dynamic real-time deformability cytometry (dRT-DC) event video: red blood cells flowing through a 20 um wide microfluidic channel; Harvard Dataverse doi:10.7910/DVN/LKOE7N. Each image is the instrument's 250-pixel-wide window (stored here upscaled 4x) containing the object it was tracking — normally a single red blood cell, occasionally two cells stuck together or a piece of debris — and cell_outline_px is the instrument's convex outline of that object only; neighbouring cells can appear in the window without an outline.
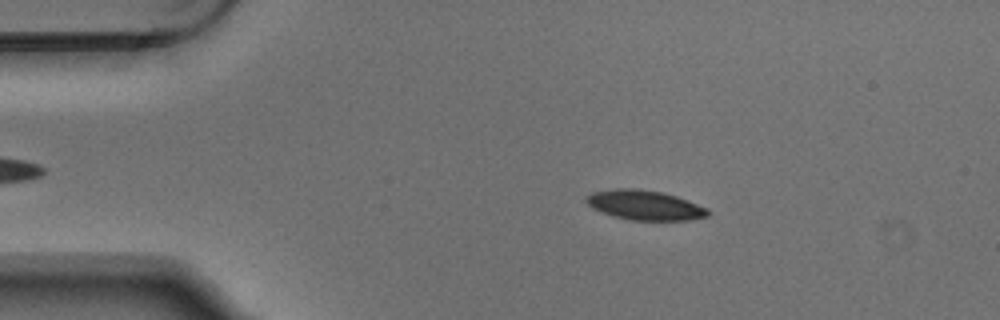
{"species": "Egyptian fruit bat (a non-hibernating species)", "species_latin": "Rousettus aegyptiacus", "temperature_condition": "warm", "stored_images_in_passage": 5, "camera_frame_rate_fps": 3000, "um_per_image_px": 0.085, "animal": {"sex": "male"}, "frame": {"image": 1, "passage_image": 2, "time_ms": 0.333, "image_size_px": [1000, 320], "cell_outline_px": [[708, 216], [688, 220], [632, 220], [612, 216], [600, 212], [592, 208], [584, 200], [584, 196], [592, 192], [612, 188], [636, 188], [660, 192], [676, 196], [708, 208]], "centroid_in_image_um": [54.73, 17.43], "position_along_channel_um": 30.3, "area_um2": 21.15}}
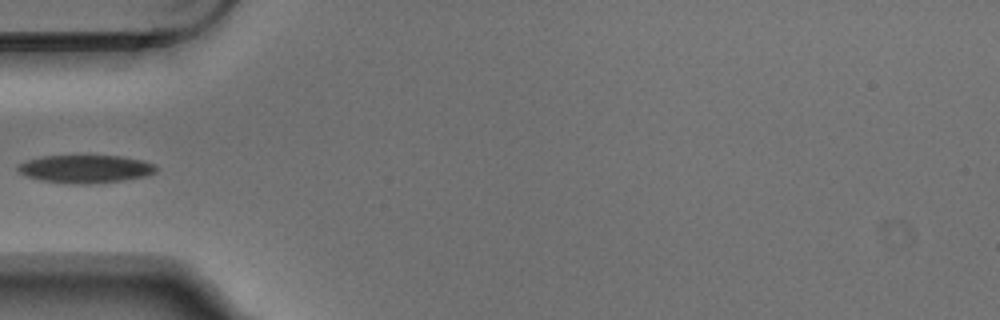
{"frame": {"image": 2, "passage_image": 4, "time_ms": 1.0, "image_size_px": [1000, 320], "cell_outline_px": [[156, 172], [148, 176], [120, 180], [84, 184], [72, 184], [40, 180], [28, 176], [20, 172], [16, 168], [20, 164], [28, 160], [44, 156], [120, 156], [144, 160], [156, 164]], "centroid_in_image_um": [7.31, 14.35], "position_along_channel_um": 77.7, "area_um2": 22.31}}
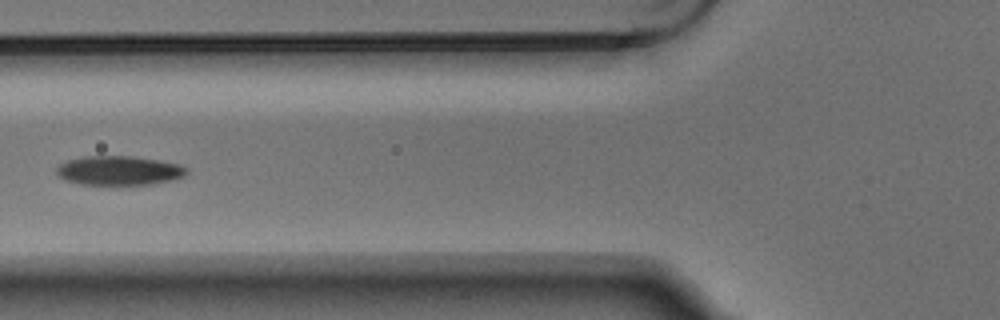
{"frame": {"image": 3, "passage_image": 5, "time_ms": 1.333, "image_size_px": [1000, 320], "cell_outline_px": [[188, 172], [184, 176], [172, 180], [152, 184], [80, 184], [64, 180], [56, 172], [56, 168], [60, 164], [68, 160], [84, 156], [132, 156], [160, 160], [180, 164], [188, 168]], "centroid_in_image_um": [10.14, 14.49], "position_along_channel_um": 115.7, "area_um2": 22.2}}